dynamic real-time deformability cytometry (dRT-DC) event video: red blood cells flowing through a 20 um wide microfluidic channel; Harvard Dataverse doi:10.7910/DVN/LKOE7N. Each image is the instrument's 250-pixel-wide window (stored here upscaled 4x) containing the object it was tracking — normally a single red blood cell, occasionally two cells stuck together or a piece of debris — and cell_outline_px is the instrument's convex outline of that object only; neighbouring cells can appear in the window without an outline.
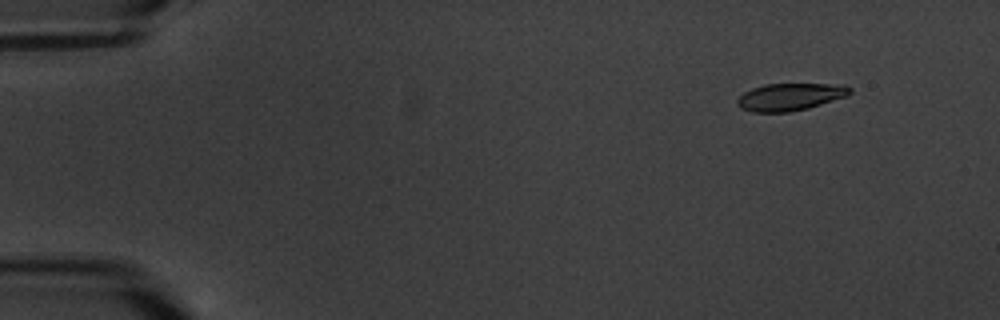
{"species": "common noctule bat (a hibernating species)", "species_latin": "Nyctalus noctula", "temperature_condition": "warm", "stored_images_in_passage": 10, "camera_frame_rate_fps": 3000, "um_per_image_px": 0.085, "animal": {"sex": "male", "body_mass_g": 20.1, "forearm_length_mm": 53.5}, "frame": {"image": 1, "passage_image": 2, "time_ms": 1.333, "image_size_px": [1000, 320], "cell_outline_px": [[852, 92], [848, 96], [808, 108], [788, 112], [752, 112], [740, 108], [736, 104], [736, 100], [744, 92], [752, 88], [764, 84], [844, 84], [852, 88]], "centroid_in_image_um": [67.17, 8.23], "position_along_channel_um": 17.8, "area_um2": 18.09}}
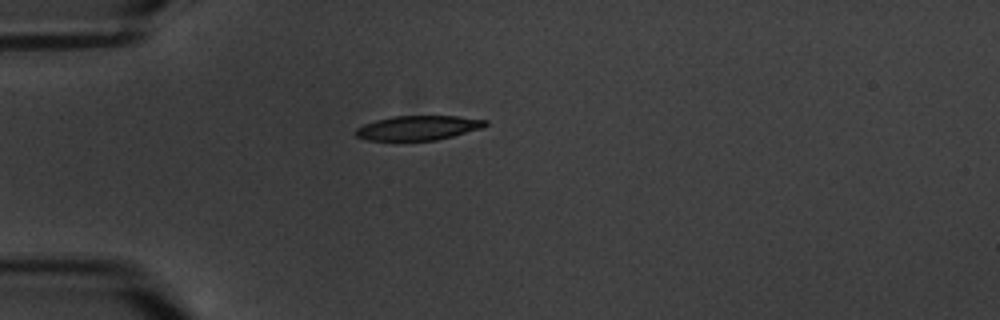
{"frame": {"image": 2, "passage_image": 5, "time_ms": 5.0, "image_size_px": [1000, 320], "cell_outline_px": [[488, 124], [484, 128], [436, 140], [368, 140], [356, 136], [356, 128], [364, 124], [376, 120], [392, 116], [456, 116], [488, 120]], "centroid_in_image_um": [35.58, 10.86], "position_along_channel_um": 49.4, "area_um2": 18.44}}